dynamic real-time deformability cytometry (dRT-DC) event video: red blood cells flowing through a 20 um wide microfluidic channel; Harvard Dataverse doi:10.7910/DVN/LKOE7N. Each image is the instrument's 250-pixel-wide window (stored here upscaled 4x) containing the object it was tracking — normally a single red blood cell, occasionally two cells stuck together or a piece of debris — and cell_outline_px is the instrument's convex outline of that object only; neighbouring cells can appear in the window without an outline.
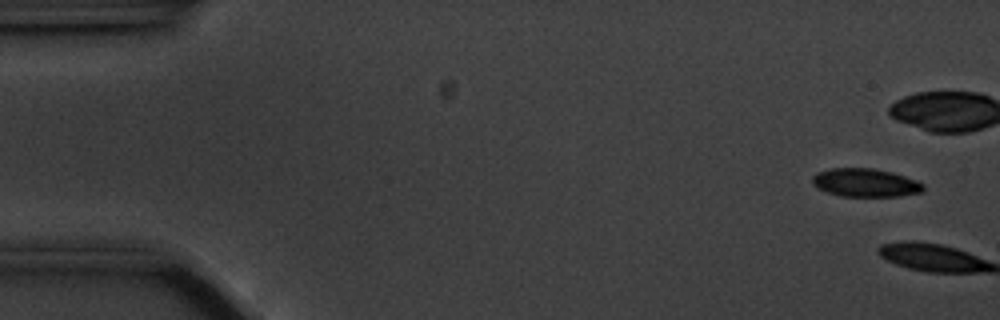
{"species": "common noctule bat (a hibernating species)", "species_latin": "Nyctalus noctula", "temperature_condition": "cold", "stored_images_in_passage": 4, "camera_frame_rate_fps": 3000, "um_per_image_px": 0.085, "animal": {"sex": "male", "body_mass_g": 20.1, "forearm_length_mm": 53.5}, "frame": {"image": 1, "passage_image": 3, "time_ms": 0.667, "image_size_px": [1000, 320], "cell_outline_px": [[924, 188], [920, 192], [900, 196], [840, 196], [828, 192], [812, 184], [812, 176], [816, 172], [832, 168], [872, 168], [892, 172], [916, 180], [924, 184]], "centroid_in_image_um": [73.54, 15.52], "position_along_channel_um": 11.5, "area_um2": 18.21}}